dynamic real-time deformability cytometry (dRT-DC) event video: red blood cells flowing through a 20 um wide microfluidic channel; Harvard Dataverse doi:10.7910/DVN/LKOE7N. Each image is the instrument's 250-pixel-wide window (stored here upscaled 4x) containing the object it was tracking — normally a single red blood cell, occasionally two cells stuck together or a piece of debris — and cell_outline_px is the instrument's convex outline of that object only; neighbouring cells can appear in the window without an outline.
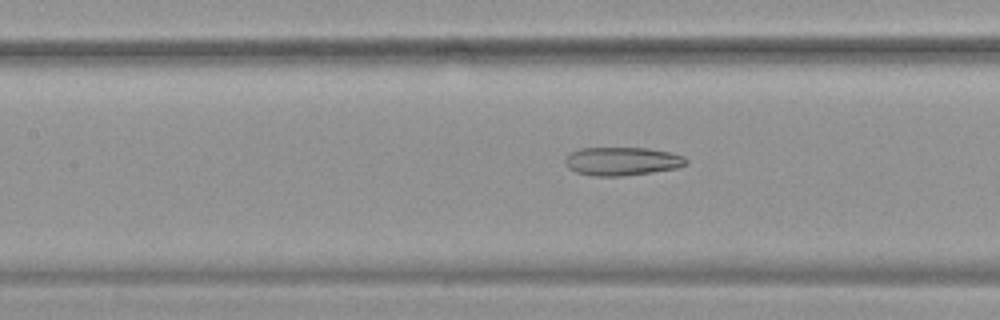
{"species": "common noctule bat (a hibernating species)", "species_latin": "Nyctalus noctula", "temperature_condition": "warm", "stored_images_in_passage": 40, "camera_frame_rate_fps": 3000, "um_per_image_px": 0.085, "animal": {"sex": "female", "body_mass_g": 19.9}, "frame": {"image": 1, "passage_image": 11, "time_ms": 3.333, "image_size_px": [1000, 320], "cell_outline_px": [[688, 164], [680, 168], [652, 172], [620, 176], [592, 176], [576, 172], [568, 168], [564, 164], [564, 160], [572, 152], [580, 148], [648, 148], [668, 152], [684, 156], [688, 160]], "centroid_in_image_um": [52.9, 13.71], "position_along_channel_um": 154.5, "area_um2": 20.11}}
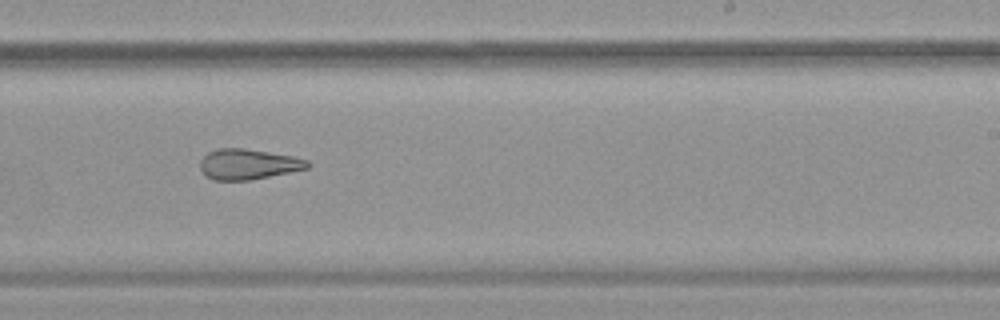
{"frame": {"image": 2, "passage_image": 20, "time_ms": 6.333, "image_size_px": [1000, 320], "cell_outline_px": [[312, 164], [308, 168], [248, 180], [212, 180], [204, 176], [200, 168], [200, 160], [208, 152], [220, 148], [244, 148], [292, 156], [308, 160]], "centroid_in_image_um": [21.06, 13.96], "position_along_channel_um": 267.9, "area_um2": 18.96}}
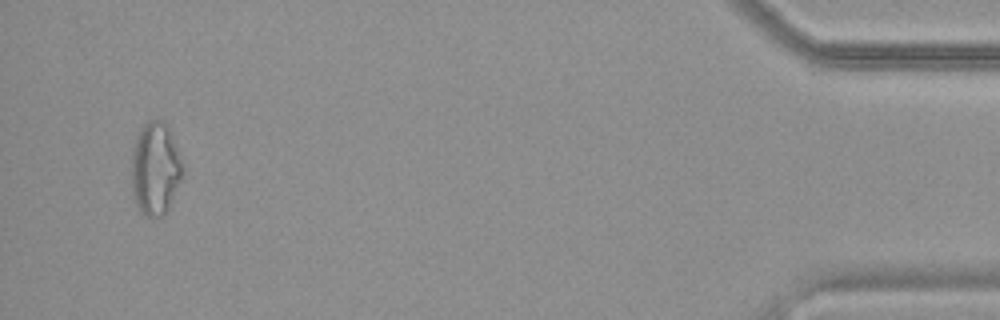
{"frame": {"image": 3, "passage_image": 38, "time_ms": 12.333, "image_size_px": [1000, 320], "cell_outline_px": [[184, 176], [168, 208], [160, 216], [144, 216], [140, 212], [136, 204], [132, 192], [132, 148], [136, 136], [140, 128], [148, 120], [164, 120], [168, 124], [172, 132], [184, 168]], "centroid_in_image_um": [13.22, 14.29], "position_along_channel_um": 422.0, "area_um2": 28.15}, "authors_computed_cell_mechanics": {"area_um2": 21.4438, "velocity_mm_per_s": 3.7928, "shape_relaxation_time_tau1_ms": null, "shape_relaxation_time_tau2_ms": 2.9913, "deformation_change_tau1": null, "deformation_change_tau2": 0.1304}}